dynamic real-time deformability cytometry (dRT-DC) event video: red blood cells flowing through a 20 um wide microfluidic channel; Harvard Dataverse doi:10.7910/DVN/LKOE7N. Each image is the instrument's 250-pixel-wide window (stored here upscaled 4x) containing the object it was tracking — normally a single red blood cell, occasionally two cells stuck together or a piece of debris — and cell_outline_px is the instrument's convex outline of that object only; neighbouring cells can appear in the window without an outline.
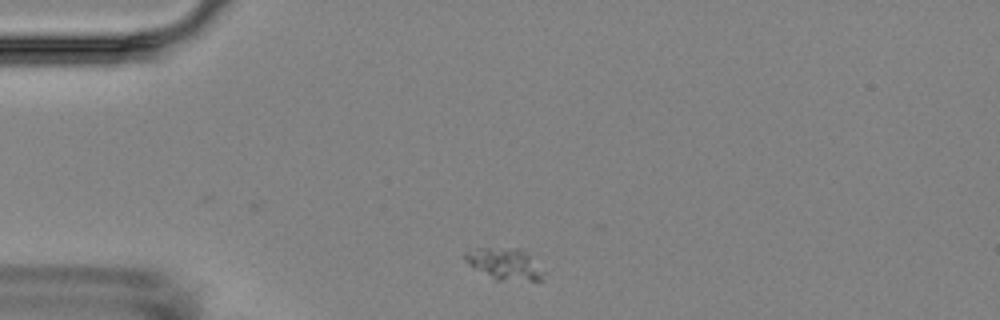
{"species": "Egyptian fruit bat (a non-hibernating species)", "species_latin": "Rousettus aegyptiacus", "temperature_condition": "room temperature", "stored_images_in_passage": 4, "camera_frame_rate_fps": 3000, "um_per_image_px": 0.085, "animal": {"sex": "female"}, "frame": {"image": 1, "passage_image": 4, "time_ms": 3.333, "image_size_px": [1000, 320], "cell_outline_px": [[548, 272], [544, 280], [496, 280], [468, 264], [464, 260], [464, 252], [476, 248], [520, 248]], "centroid_in_image_um": [42.95, 22.44], "position_along_channel_um": 42.0, "area_um2": 14.57}}